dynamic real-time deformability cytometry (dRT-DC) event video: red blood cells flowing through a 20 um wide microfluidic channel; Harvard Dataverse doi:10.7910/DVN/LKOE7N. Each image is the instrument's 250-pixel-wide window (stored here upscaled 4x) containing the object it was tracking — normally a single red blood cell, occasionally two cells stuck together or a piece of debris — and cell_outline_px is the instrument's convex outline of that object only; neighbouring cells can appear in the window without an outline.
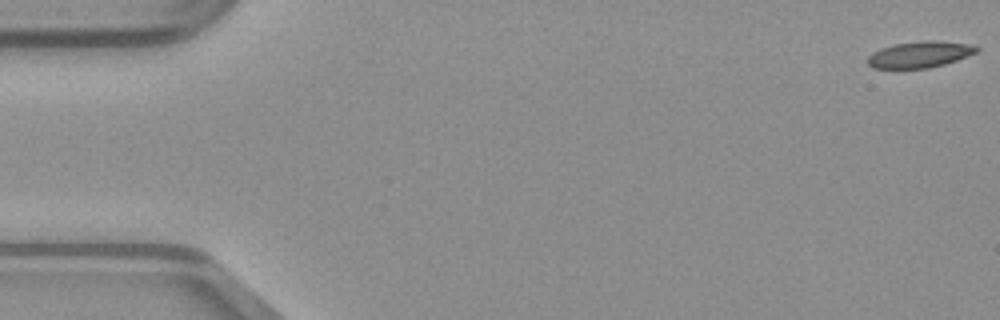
{"species": "common noctule bat (a hibernating species)", "species_latin": "Nyctalus noctula", "temperature_condition": "warm", "stored_images_in_passage": 50, "camera_frame_rate_fps": 3000, "um_per_image_px": 0.085, "animal": {"sex": "male", "body_mass_g": 23.1, "forearm_length_mm": 52.7}, "frame": {"image": 1, "passage_image": 1, "time_ms": 0.0, "image_size_px": [1000, 320], "cell_outline_px": [[980, 48], [976, 52], [968, 56], [944, 64], [928, 68], [872, 68], [868, 64], [868, 56], [872, 52], [880, 48], [892, 44], [920, 40], [936, 40], [968, 44]], "centroid_in_image_um": [78.15, 4.62], "position_along_channel_um": 6.9, "area_um2": 16.76}}
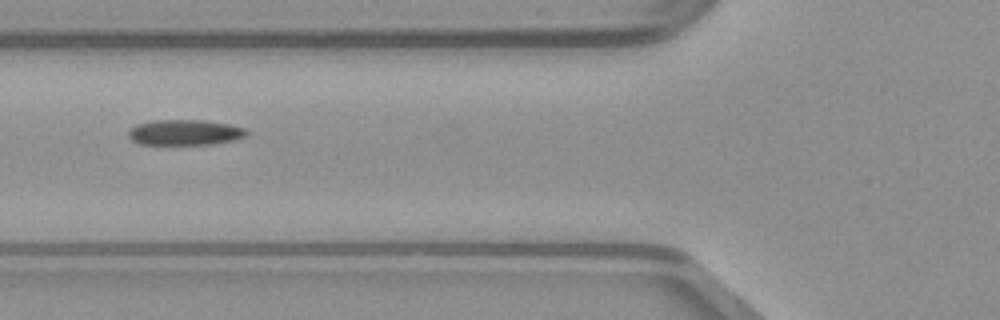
{"frame": {"image": 2, "passage_image": 19, "time_ms": 6.0, "image_size_px": [1000, 320], "cell_outline_px": [[248, 136], [236, 140], [212, 144], [136, 144], [128, 136], [128, 132], [136, 124], [152, 120], [200, 120], [228, 124], [244, 128], [248, 132]], "centroid_in_image_um": [15.71, 11.26], "position_along_channel_um": 110.1, "area_um2": 17.63}}
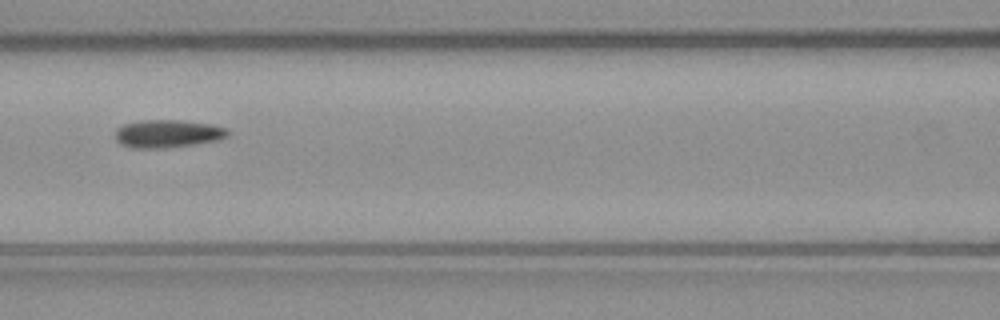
{"frame": {"image": 3, "passage_image": 22, "time_ms": 7.0, "image_size_px": [1000, 320], "cell_outline_px": [[228, 136], [220, 140], [196, 144], [164, 148], [132, 148], [120, 144], [116, 140], [116, 128], [124, 124], [140, 120], [184, 120], [212, 124], [224, 128], [228, 132]], "centroid_in_image_um": [14.24, 11.36], "position_along_channel_um": 152.4, "area_um2": 18.44}}